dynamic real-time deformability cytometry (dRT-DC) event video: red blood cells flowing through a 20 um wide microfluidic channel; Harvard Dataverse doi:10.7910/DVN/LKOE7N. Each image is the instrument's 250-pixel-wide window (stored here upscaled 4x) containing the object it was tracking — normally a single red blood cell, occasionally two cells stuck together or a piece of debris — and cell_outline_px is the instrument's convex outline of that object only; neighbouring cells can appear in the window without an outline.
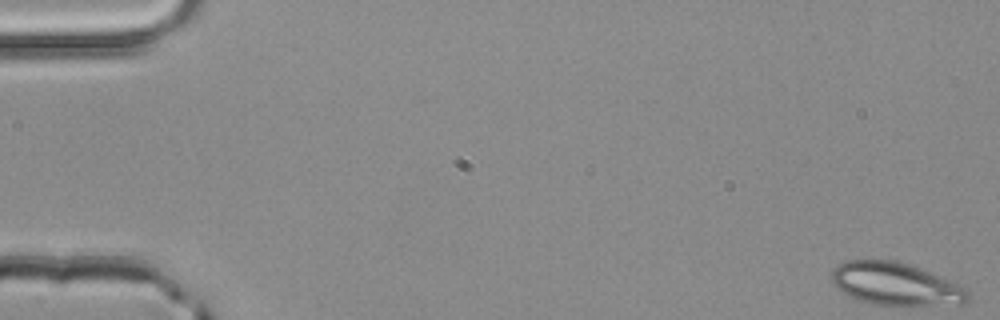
{"species": "common noctule bat (a hibernating species)", "species_latin": "Nyctalus noctula", "temperature_condition": "room temperature", "stored_images_in_passage": 52, "camera_frame_rate_fps": 3000, "um_per_image_px": 0.085, "animal": {"sex": "male", "body_mass_g": 20.4}, "frame": {"image": 1, "passage_image": 1, "time_ms": 0.0, "image_size_px": [1000, 320], "cell_outline_px": [[968, 300], [964, 304], [876, 304], [860, 300], [836, 288], [832, 284], [832, 272], [840, 264], [848, 260], [896, 260], [920, 268], [940, 276], [964, 288], [968, 296]], "centroid_in_image_um": [76.1, 24.12], "position_along_channel_um": 8.9, "area_um2": 32.95}}
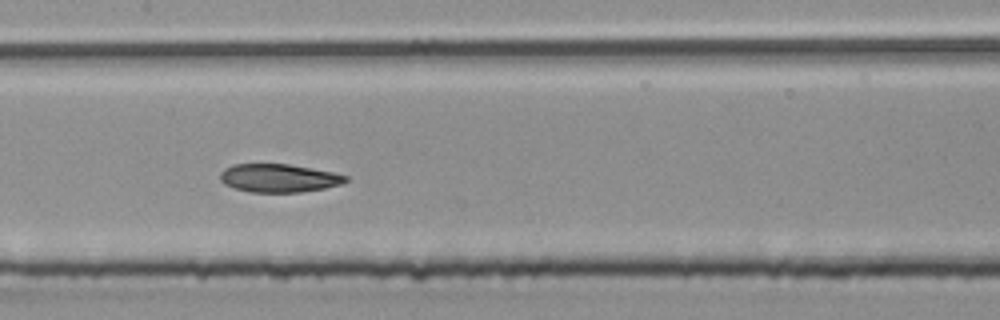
{"frame": {"image": 2, "passage_image": 26, "time_ms": 8.333, "image_size_px": [1000, 320], "cell_outline_px": [[348, 180], [340, 184], [324, 188], [300, 192], [248, 192], [224, 184], [220, 180], [220, 172], [224, 168], [232, 164], [288, 164], [332, 172], [348, 176]], "centroid_in_image_um": [23.66, 15.13], "position_along_channel_um": 183.7, "area_um2": 20.58}}
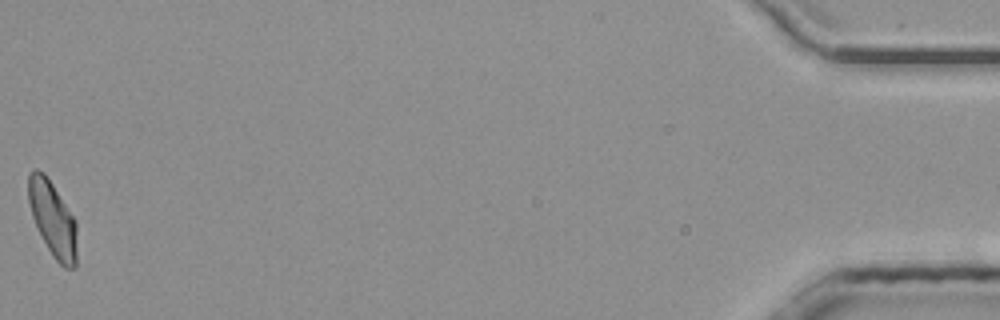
{"frame": {"image": 3, "passage_image": 52, "time_ms": 17.0, "image_size_px": [1000, 320], "cell_outline_px": [[76, 268], [64, 268], [52, 256], [32, 216], [28, 200], [28, 176], [36, 168], [44, 172], [52, 184], [72, 216], [76, 224]], "centroid_in_image_um": [4.47, 18.63], "position_along_channel_um": 430.7, "area_um2": 20.75}, "authors_computed_cell_mechanics": {"area_um2": 21.6172, "velocity_mm_per_s": 4.044, "shape_relaxation_time_tau1_ms": 9.029, "shape_relaxation_time_tau2_ms": 7.17, "deformation_change_tau1": 0.2063, "deformation_change_tau2": 0.1132}}